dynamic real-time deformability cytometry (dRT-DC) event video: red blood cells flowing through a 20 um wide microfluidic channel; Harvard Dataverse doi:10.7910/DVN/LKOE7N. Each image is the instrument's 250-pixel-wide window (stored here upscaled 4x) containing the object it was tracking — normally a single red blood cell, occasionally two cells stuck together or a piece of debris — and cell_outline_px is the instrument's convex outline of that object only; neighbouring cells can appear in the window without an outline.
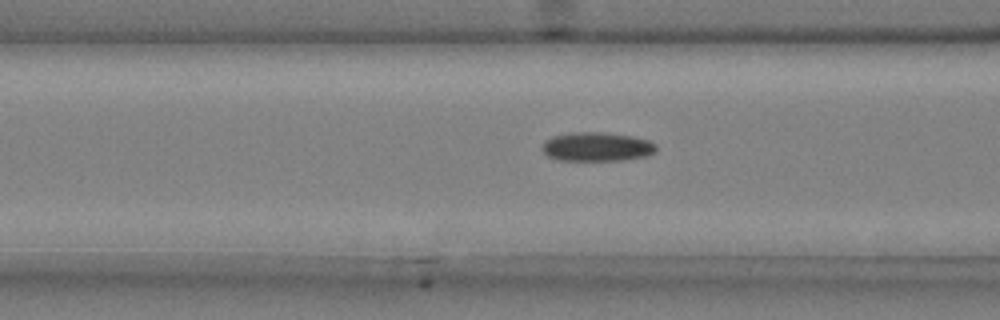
{"species": "common noctule bat (a hibernating species)", "species_latin": "Nyctalus noctula", "temperature_condition": "cold", "stored_images_in_passage": 50, "camera_frame_rate_fps": 3000, "um_per_image_px": 0.085, "animal": {"sex": "male", "body_mass_g": 20.4}, "frame": {"image": 1, "passage_image": 21, "time_ms": 6.667, "image_size_px": [1000, 320], "cell_outline_px": [[656, 152], [648, 156], [624, 160], [556, 160], [548, 156], [540, 148], [544, 140], [552, 136], [572, 132], [604, 132], [632, 136], [648, 140], [656, 144]], "centroid_in_image_um": [50.72, 12.47], "position_along_channel_um": 115.9, "area_um2": 19.54}}
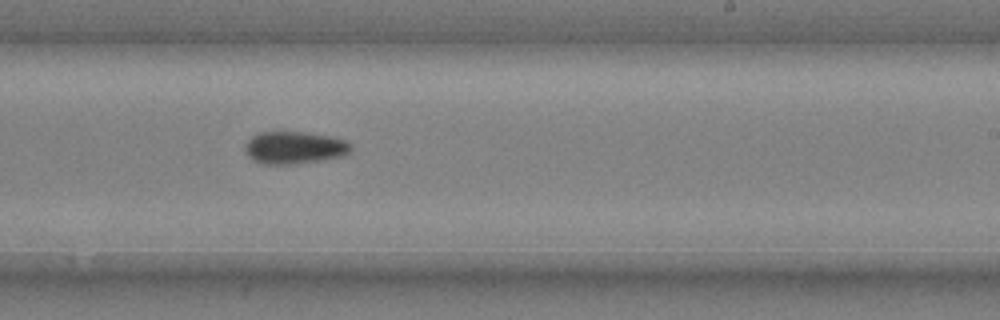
{"frame": {"image": 2, "passage_image": 33, "time_ms": 10.667, "image_size_px": [1000, 320], "cell_outline_px": [[352, 148], [344, 156], [324, 160], [292, 164], [264, 164], [248, 156], [244, 148], [248, 140], [252, 136], [260, 132], [304, 132], [332, 136], [344, 140], [352, 144]], "centroid_in_image_um": [25.06, 12.55], "position_along_channel_um": 263.9, "area_um2": 20.0}}
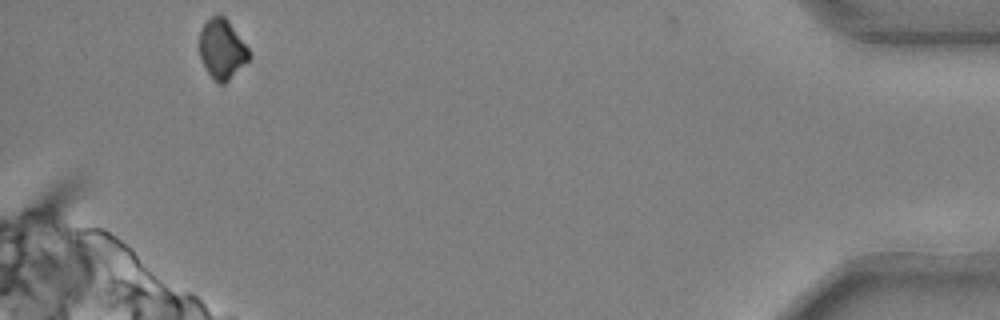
{"frame": {"image": 3, "passage_image": 50, "time_ms": 16.333, "image_size_px": [1000, 320], "cell_outline_px": [[252, 56], [224, 84], [220, 84], [208, 72], [200, 56], [200, 32], [204, 24], [212, 16], [224, 16], [228, 20], [248, 48]], "centroid_in_image_um": [18.89, 4.16], "position_along_channel_um": 416.3, "area_um2": 16.76}, "authors_computed_cell_mechanics": {"area_um2": 19.2763, "velocity_mm_per_s": 3.7072, "shape_relaxation_time_tau1_ms": 6.6136, "shape_relaxation_time_tau2_ms": null, "deformation_change_tau1": 0.1223, "deformation_change_tau2": null}}